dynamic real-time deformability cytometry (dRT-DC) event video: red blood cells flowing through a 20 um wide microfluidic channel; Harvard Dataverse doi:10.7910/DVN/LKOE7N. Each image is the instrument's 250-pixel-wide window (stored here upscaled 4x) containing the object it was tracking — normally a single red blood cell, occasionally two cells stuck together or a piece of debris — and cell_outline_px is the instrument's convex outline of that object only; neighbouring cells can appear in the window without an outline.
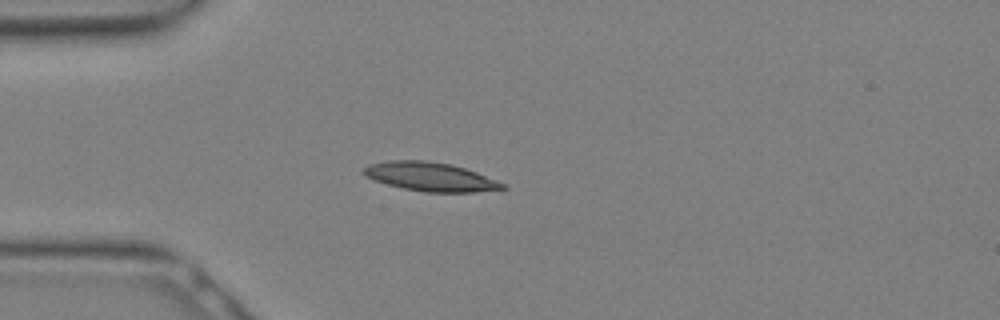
{"species": "Egyptian fruit bat (a non-hibernating species)", "species_latin": "Rousettus aegyptiacus", "temperature_condition": "warm", "stored_images_in_passage": 11, "camera_frame_rate_fps": 3000, "um_per_image_px": 0.085, "animal": {"sex": "female"}, "frame": {"image": 1, "passage_image": 1, "time_ms": 0.0, "image_size_px": [1000, 320], "cell_outline_px": [[508, 188], [476, 192], [424, 192], [404, 188], [388, 184], [364, 176], [360, 172], [368, 164], [388, 160], [424, 160], [452, 164], [476, 172], [508, 184]], "centroid_in_image_um": [36.59, 15.02], "position_along_channel_um": 48.4, "area_um2": 23.47}}
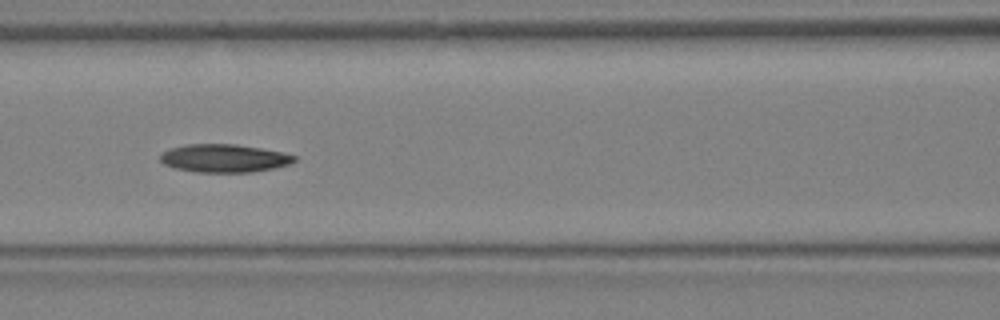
{"frame": {"image": 2, "passage_image": 6, "time_ms": 1.667, "image_size_px": [1000, 320], "cell_outline_px": [[296, 160], [288, 164], [276, 168], [252, 172], [196, 172], [176, 168], [164, 164], [160, 160], [160, 156], [164, 152], [172, 148], [184, 144], [236, 144], [284, 152], [296, 156]], "centroid_in_image_um": [19.08, 13.45], "position_along_channel_um": 147.5, "area_um2": 21.91}}
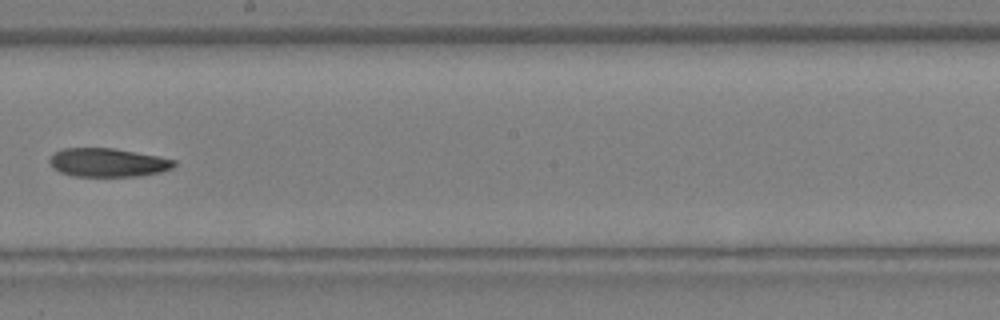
{"frame": {"image": 3, "passage_image": 10, "time_ms": 3.0, "image_size_px": [1000, 320], "cell_outline_px": [[176, 164], [172, 168], [160, 172], [140, 176], [72, 176], [60, 172], [52, 168], [48, 160], [52, 152], [64, 148], [112, 148], [156, 156], [176, 160]], "centroid_in_image_um": [9.11, 13.82], "position_along_channel_um": 239.1, "area_um2": 20.81}}